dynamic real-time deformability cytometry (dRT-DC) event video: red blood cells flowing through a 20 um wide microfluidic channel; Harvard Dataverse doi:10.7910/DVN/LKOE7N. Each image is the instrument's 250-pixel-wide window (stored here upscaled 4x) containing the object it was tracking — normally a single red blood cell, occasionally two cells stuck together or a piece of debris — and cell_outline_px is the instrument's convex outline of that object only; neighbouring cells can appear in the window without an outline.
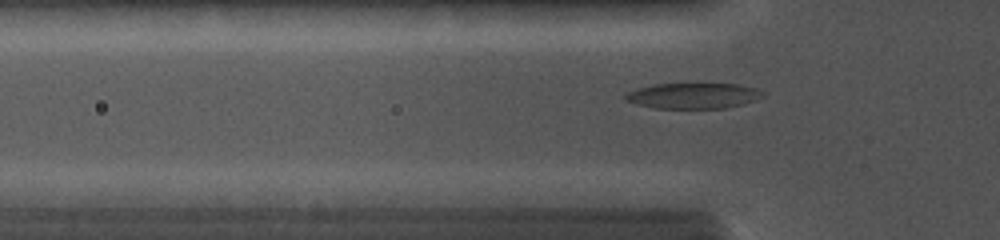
{"species": "common noctule bat (a hibernating species)", "species_latin": "Nyctalus noctula", "temperature_condition": "cold", "stored_images_in_passage": 58, "camera_frame_rate_fps": 5000, "um_per_image_px": 0.085, "animal": {"sex": "female", "body_mass_g": 19.0, "forearm_length_mm": 56.7}, "frame": {"image": 1, "passage_image": 19, "time_ms": 4.6, "image_size_px": [1000, 240], "cell_outline_px": [[764, 96], [744, 104], [724, 108], [656, 108], [636, 104], [624, 100], [624, 96], [628, 92], [636, 88], [652, 84], [700, 80], [736, 84], [756, 88], [764, 92]], "centroid_in_image_um": [58.92, 8.07], "position_along_channel_um": 66.9, "area_um2": 21.73}}
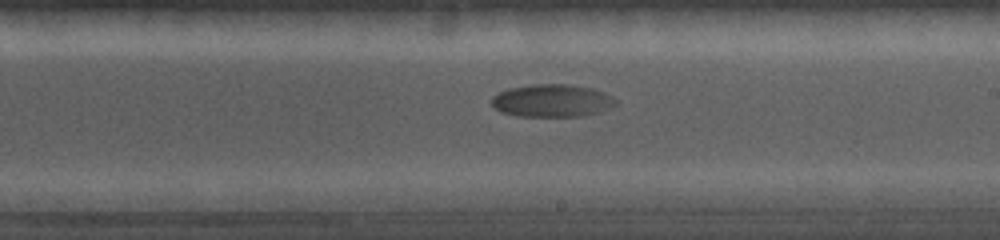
{"frame": {"image": 2, "passage_image": 34, "time_ms": 9.0, "image_size_px": [1000, 240], "cell_outline_px": [[616, 104], [612, 108], [600, 112], [584, 116], [516, 116], [500, 112], [492, 104], [492, 96], [508, 88], [532, 84], [564, 84], [592, 88], [604, 92], [612, 96], [616, 100]], "centroid_in_image_um": [46.94, 8.56], "position_along_channel_um": 242.1, "area_um2": 23.76}}
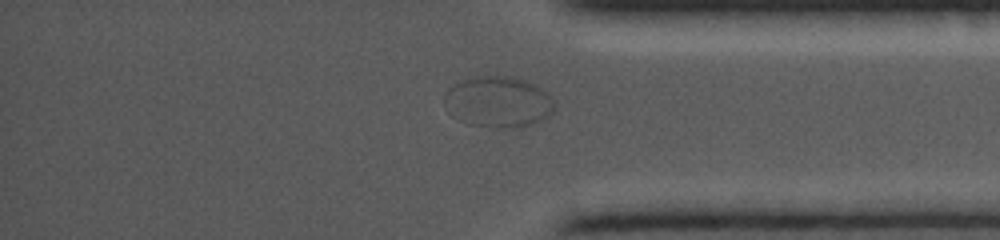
{"frame": {"image": 3, "passage_image": 48, "time_ms": 12.8, "image_size_px": [1000, 240], "cell_outline_px": [[556, 104], [552, 112], [548, 116], [532, 124], [512, 128], [504, 128], [468, 124], [452, 116], [448, 112], [444, 100], [444, 92], [448, 88], [472, 76], [512, 76], [536, 84], [548, 92], [552, 96]], "centroid_in_image_um": [42.36, 8.65], "position_along_channel_um": 392.8, "area_um2": 33.0}}